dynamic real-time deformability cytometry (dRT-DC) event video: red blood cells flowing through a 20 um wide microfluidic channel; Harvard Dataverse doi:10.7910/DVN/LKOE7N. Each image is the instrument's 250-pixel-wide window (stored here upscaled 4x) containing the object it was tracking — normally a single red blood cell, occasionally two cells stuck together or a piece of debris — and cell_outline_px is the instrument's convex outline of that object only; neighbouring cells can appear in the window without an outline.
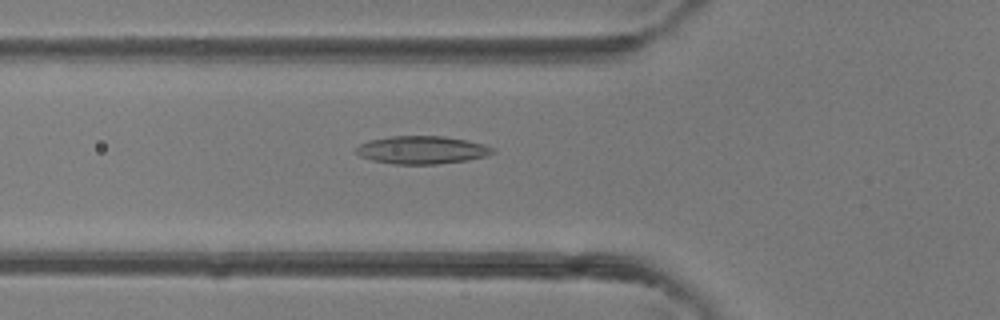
{"species": "common noctule bat (a hibernating species)", "species_latin": "Nyctalus noctula", "temperature_condition": "room temperature", "stored_images_in_passage": 41, "camera_frame_rate_fps": 3000, "um_per_image_px": 0.085, "animal": {"sex": "female"}, "frame": {"image": 1, "passage_image": 15, "time_ms": 4.667, "image_size_px": [1000, 320], "cell_outline_px": [[496, 152], [484, 156], [468, 160], [436, 164], [392, 164], [372, 160], [360, 156], [356, 152], [356, 148], [360, 144], [368, 140], [392, 136], [444, 136], [468, 140], [484, 144], [492, 148]], "centroid_in_image_um": [35.86, 12.74], "position_along_channel_um": 89.9, "area_um2": 22.2}}
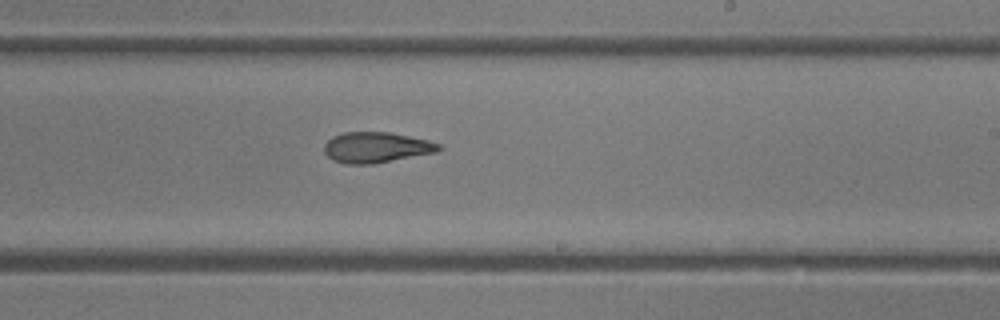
{"frame": {"image": 2, "passage_image": 25, "time_ms": 8.0, "image_size_px": [1000, 320], "cell_outline_px": [[444, 148], [436, 152], [372, 164], [344, 164], [332, 160], [324, 152], [324, 144], [332, 136], [344, 132], [392, 132], [428, 140], [440, 144]], "centroid_in_image_um": [31.97, 12.52], "position_along_channel_um": 257.0, "area_um2": 20.58}}
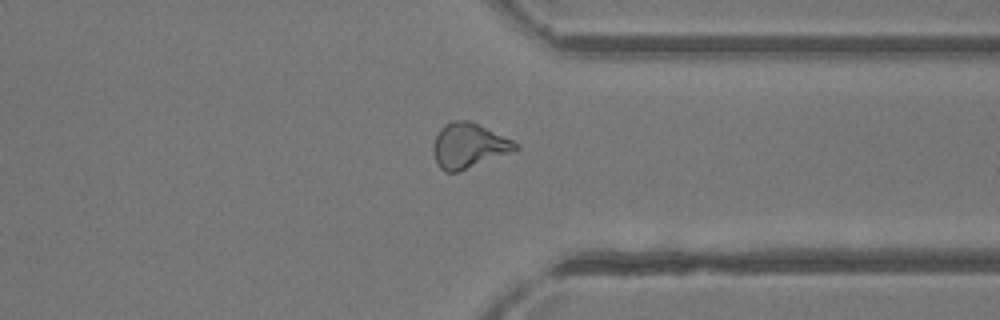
{"frame": {"image": 3, "passage_image": 32, "time_ms": 10.333, "image_size_px": [1000, 320], "cell_outline_px": [[520, 148], [460, 172], [444, 172], [440, 168], [432, 152], [432, 148], [436, 136], [440, 128], [444, 124], [452, 120], [468, 120], [512, 140], [520, 144]], "centroid_in_image_um": [39.81, 12.39], "position_along_channel_um": 371.6, "area_um2": 21.39}}